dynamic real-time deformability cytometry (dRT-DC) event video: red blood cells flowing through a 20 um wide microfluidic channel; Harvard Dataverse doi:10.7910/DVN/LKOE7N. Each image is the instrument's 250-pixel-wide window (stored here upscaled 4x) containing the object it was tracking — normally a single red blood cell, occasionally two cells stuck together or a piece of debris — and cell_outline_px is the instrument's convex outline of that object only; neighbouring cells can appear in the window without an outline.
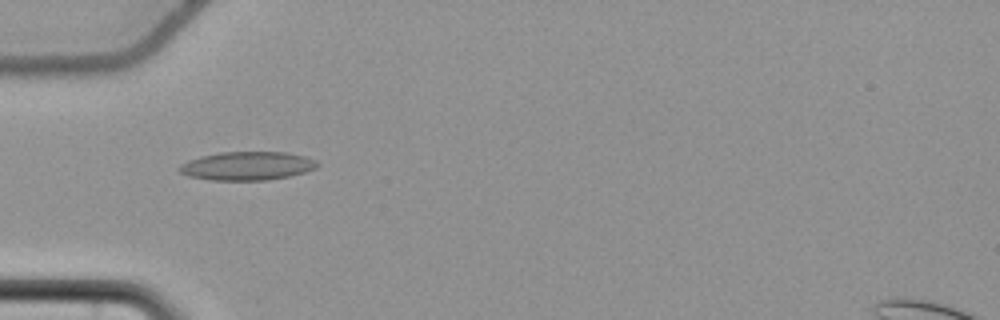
{"species": "common noctule bat (a hibernating species)", "species_latin": "Nyctalus noctula", "temperature_condition": "cold", "stored_images_in_passage": 56, "camera_frame_rate_fps": 3000, "um_per_image_px": 0.085, "animal": {"sex": "female", "body_mass_g": 22.7, "forearm_length_mm": 54.2}, "frame": {"image": 1, "passage_image": 19, "time_ms": 6.0, "image_size_px": [1000, 320], "cell_outline_px": [[320, 164], [316, 168], [304, 172], [288, 176], [268, 180], [212, 180], [188, 176], [180, 172], [176, 168], [180, 164], [188, 160], [200, 156], [220, 152], [284, 152], [304, 156], [316, 160]], "centroid_in_image_um": [20.98, 14.1], "position_along_channel_um": 64.0, "area_um2": 23.0}}
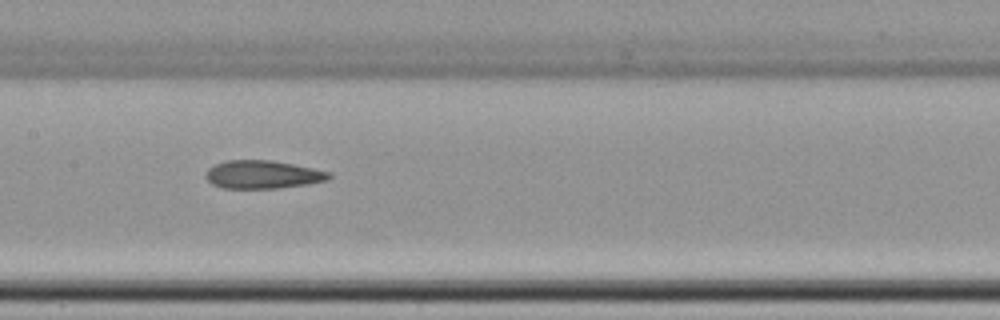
{"frame": {"image": 2, "passage_image": 29, "time_ms": 9.333, "image_size_px": [1000, 320], "cell_outline_px": [[332, 176], [328, 180], [308, 184], [280, 188], [220, 188], [212, 184], [204, 176], [204, 172], [208, 168], [224, 160], [272, 160], [332, 172]], "centroid_in_image_um": [22.31, 14.83], "position_along_channel_um": 185.1, "area_um2": 20.4}}
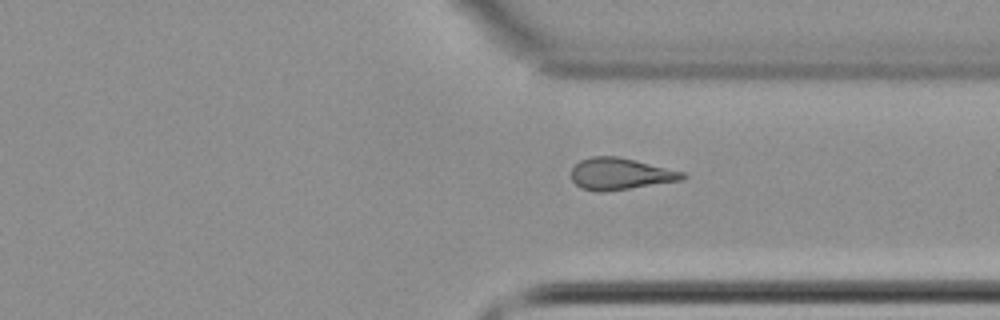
{"frame": {"image": 3, "passage_image": 43, "time_ms": 14.0, "image_size_px": [1000, 320], "cell_outline_px": [[688, 176], [684, 180], [604, 192], [596, 192], [580, 188], [572, 180], [572, 168], [580, 160], [592, 156], [616, 156], [636, 160], [688, 172]], "centroid_in_image_um": [52.79, 14.78], "position_along_channel_um": 358.6, "area_um2": 20.92}, "authors_computed_cell_mechanics": {"area_um2": 20.9236, "velocity_mm_per_s": 3.7185, "shape_relaxation_time_tau1_ms": null, "shape_relaxation_time_tau2_ms": 4.3763, "deformation_change_tau1": null, "deformation_change_tau2": 0.1109}}